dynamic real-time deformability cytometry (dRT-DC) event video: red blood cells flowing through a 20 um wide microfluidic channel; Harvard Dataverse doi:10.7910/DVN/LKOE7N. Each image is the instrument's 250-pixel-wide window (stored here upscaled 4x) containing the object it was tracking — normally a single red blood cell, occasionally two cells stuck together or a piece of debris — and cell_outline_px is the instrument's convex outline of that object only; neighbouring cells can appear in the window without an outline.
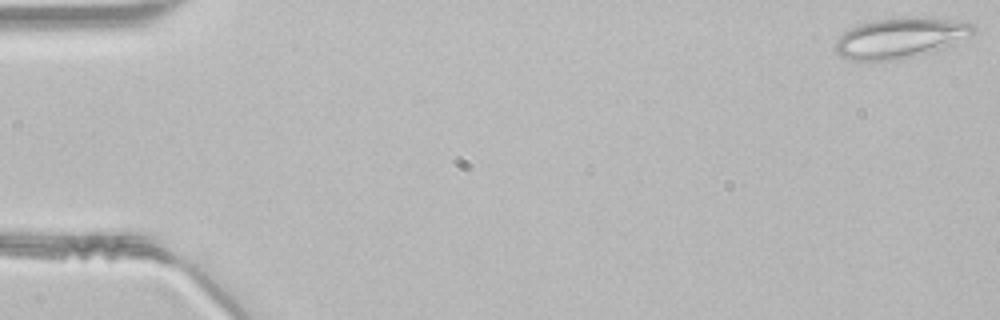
{"species": "common noctule bat (a hibernating species)", "species_latin": "Nyctalus noctula", "temperature_condition": "room temperature", "stored_images_in_passage": 48, "camera_frame_rate_fps": 3000, "um_per_image_px": 0.085, "animal": {"sex": "male", "body_mass_g": 21.5, "forearm_length_mm": 52.0}, "frame": {"image": 1, "passage_image": 1, "time_ms": 0.0, "image_size_px": [1000, 320], "cell_outline_px": [[976, 32], [956, 44], [916, 56], [900, 60], [848, 60], [840, 56], [832, 48], [836, 40], [844, 32], [860, 24], [872, 20], [900, 16], [936, 16], [968, 20], [976, 28]], "centroid_in_image_um": [76.61, 3.18], "position_along_channel_um": 8.4, "area_um2": 33.7}}
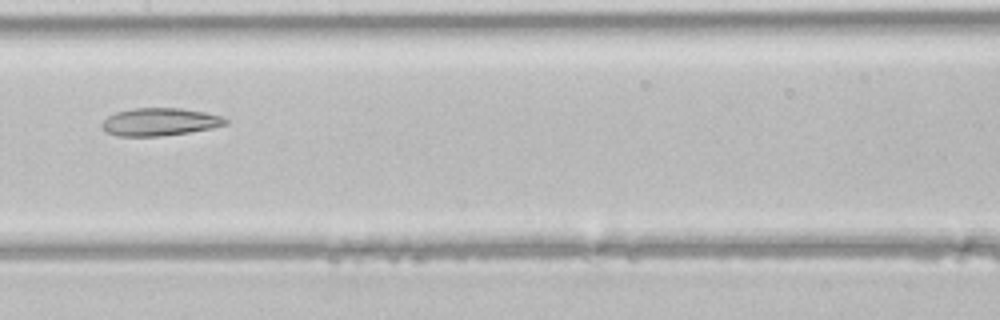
{"frame": {"image": 2, "passage_image": 24, "time_ms": 7.667, "image_size_px": [1000, 320], "cell_outline_px": [[228, 124], [212, 128], [188, 132], [160, 136], [116, 136], [108, 132], [100, 124], [108, 116], [116, 112], [132, 108], [180, 108], [204, 112], [224, 116], [228, 120]], "centroid_in_image_um": [13.6, 10.35], "position_along_channel_um": 193.8, "area_um2": 19.94}}
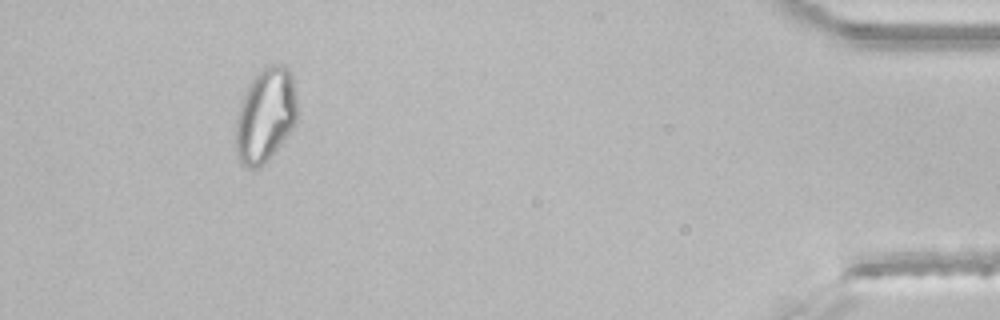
{"frame": {"image": 3, "passage_image": 44, "time_ms": 14.333, "image_size_px": [1000, 320], "cell_outline_px": [[300, 112], [296, 124], [284, 140], [268, 160], [256, 168], [248, 168], [236, 156], [236, 120], [240, 104], [248, 84], [268, 64], [284, 64], [292, 72]], "centroid_in_image_um": [22.62, 9.77], "position_along_channel_um": 412.6, "area_um2": 34.16}}